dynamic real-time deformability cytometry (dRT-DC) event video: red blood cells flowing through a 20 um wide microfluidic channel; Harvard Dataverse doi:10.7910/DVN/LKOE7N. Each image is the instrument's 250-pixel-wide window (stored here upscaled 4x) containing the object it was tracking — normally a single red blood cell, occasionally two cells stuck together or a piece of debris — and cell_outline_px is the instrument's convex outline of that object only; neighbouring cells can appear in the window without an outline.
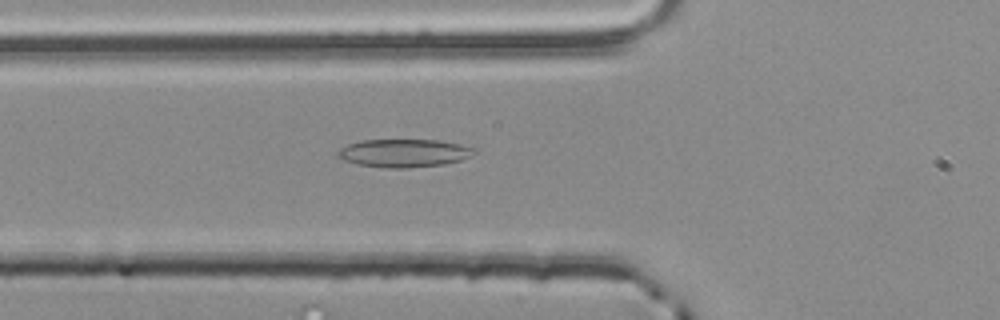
{"species": "common noctule bat (a hibernating species)", "species_latin": "Nyctalus noctula", "temperature_condition": "room temperature", "stored_images_in_passage": 42, "camera_frame_rate_fps": 3000, "um_per_image_px": 0.085, "animal": {"sex": "male", "body_mass_g": 20.4}, "frame": {"image": 1, "passage_image": 8, "time_ms": 2.333, "image_size_px": [1000, 320], "cell_outline_px": [[476, 152], [460, 160], [444, 164], [408, 168], [384, 168], [356, 164], [344, 160], [336, 156], [336, 152], [340, 148], [348, 144], [360, 140], [440, 140], [460, 144], [476, 148]], "centroid_in_image_um": [34.3, 13.01], "position_along_channel_um": 91.5, "area_um2": 22.43}}
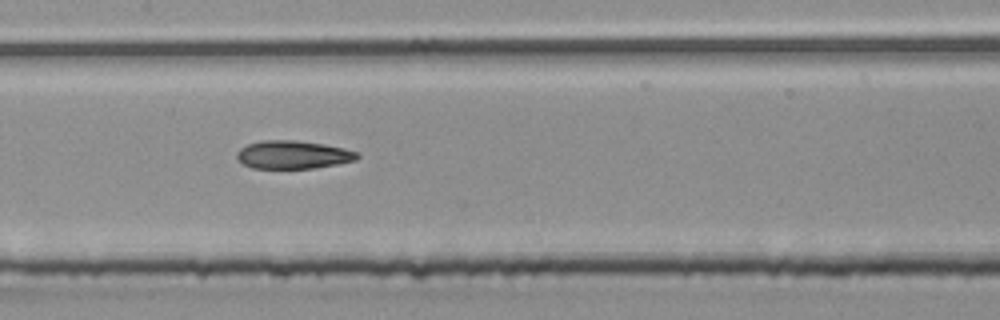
{"frame": {"image": 2, "passage_image": 15, "time_ms": 4.667, "image_size_px": [1000, 320], "cell_outline_px": [[360, 156], [356, 160], [316, 168], [252, 168], [244, 164], [236, 156], [236, 152], [240, 148], [248, 144], [260, 140], [296, 140], [324, 144], [344, 148], [356, 152]], "centroid_in_image_um": [24.9, 13.14], "position_along_channel_um": 182.5, "area_um2": 19.71}}
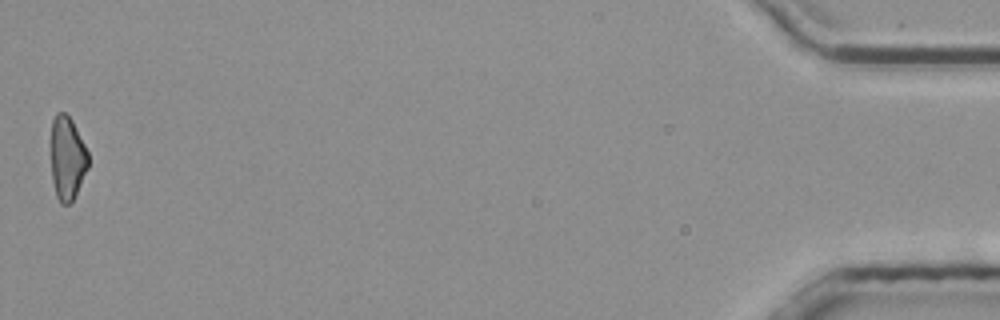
{"frame": {"image": 3, "passage_image": 42, "time_ms": 13.667, "image_size_px": [1000, 320], "cell_outline_px": [[88, 168], [76, 196], [68, 204], [60, 204], [56, 196], [52, 180], [52, 120], [56, 112], [64, 112], [72, 120], [88, 152]], "centroid_in_image_um": [5.73, 13.47], "position_along_channel_um": 429.5, "area_um2": 18.09}, "authors_computed_cell_mechanics": {"area_um2": 19.941, "velocity_mm_per_s": 3.8655, "shape_relaxation_time_tau1_ms": null, "shape_relaxation_time_tau2_ms": 5.2305, "deformation_change_tau1": null, "deformation_change_tau2": 0.1449}}